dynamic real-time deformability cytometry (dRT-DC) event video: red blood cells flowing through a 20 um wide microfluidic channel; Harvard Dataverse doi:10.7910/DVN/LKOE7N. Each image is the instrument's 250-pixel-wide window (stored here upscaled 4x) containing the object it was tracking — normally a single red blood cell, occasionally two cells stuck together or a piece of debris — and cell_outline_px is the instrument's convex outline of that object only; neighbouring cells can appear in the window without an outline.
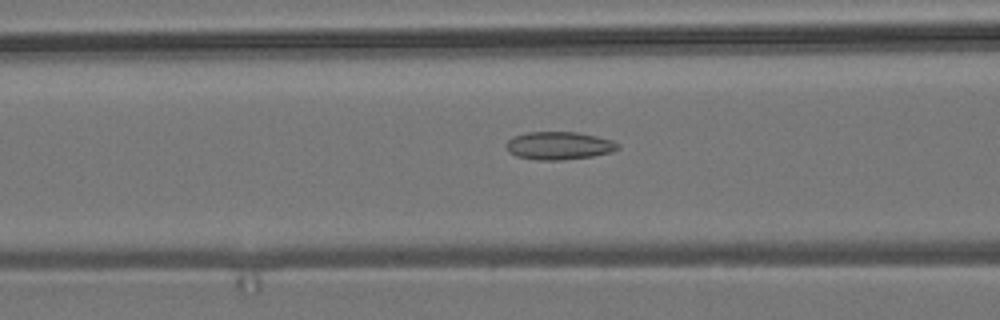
{"species": "common noctule bat (a hibernating species)", "species_latin": "Nyctalus noctula", "temperature_condition": "room temperature", "stored_images_in_passage": 52, "camera_frame_rate_fps": 3000, "um_per_image_px": 0.085, "animal": {"sex": "male", "body_mass_g": 19.2, "forearm_length_mm": 51.8}, "frame": {"image": 1, "passage_image": 19, "time_ms": 6.0, "image_size_px": [1000, 320], "cell_outline_px": [[620, 148], [612, 152], [592, 156], [564, 160], [540, 160], [516, 156], [508, 152], [504, 144], [512, 136], [528, 132], [576, 132], [596, 136], [612, 140], [620, 144]], "centroid_in_image_um": [47.5, 12.38], "position_along_channel_um": 119.1, "area_um2": 18.32}}
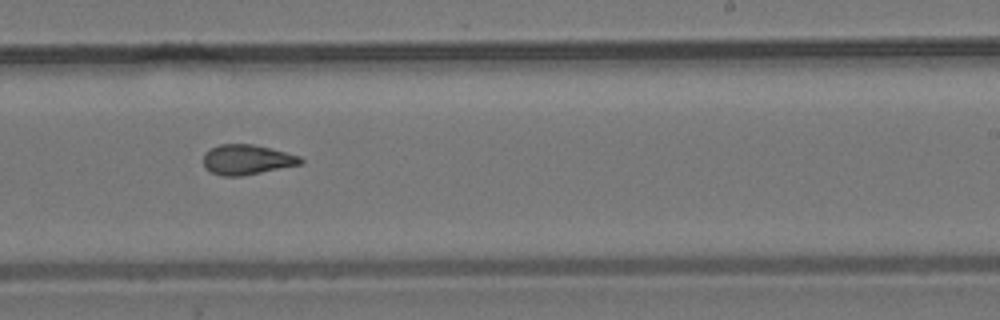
{"frame": {"image": 2, "passage_image": 31, "time_ms": 10.0, "image_size_px": [1000, 320], "cell_outline_px": [[304, 164], [240, 176], [220, 176], [204, 168], [204, 152], [220, 144], [252, 144], [300, 156], [304, 160]], "centroid_in_image_um": [20.99, 13.58], "position_along_channel_um": 268.0, "area_um2": 16.94}}
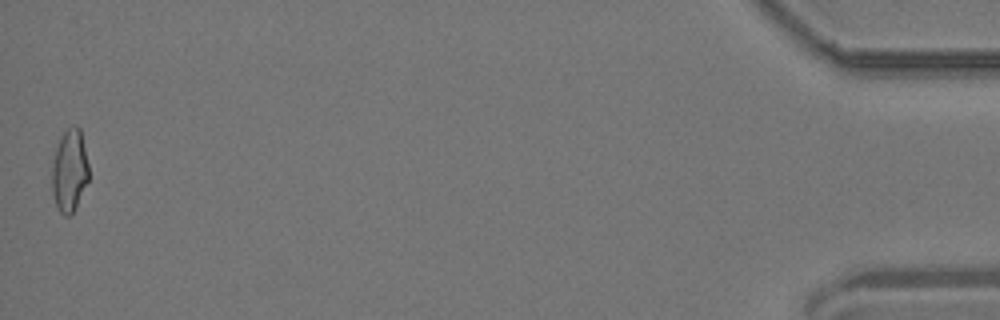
{"frame": {"image": 3, "passage_image": 52, "time_ms": 17.0, "image_size_px": [1000, 320], "cell_outline_px": [[88, 180], [72, 212], [68, 216], [64, 216], [60, 212], [56, 204], [52, 192], [52, 164], [56, 148], [60, 136], [72, 124], [80, 128], [88, 164]], "centroid_in_image_um": [5.89, 14.46], "position_along_channel_um": 429.3, "area_um2": 17.4}, "authors_computed_cell_mechanics": {"area_um2": 17.3689, "velocity_mm_per_s": 3.7218, "shape_relaxation_time_tau1_ms": null, "shape_relaxation_time_tau2_ms": 2.8384, "deformation_change_tau1": null, "deformation_change_tau2": 0.1037}}